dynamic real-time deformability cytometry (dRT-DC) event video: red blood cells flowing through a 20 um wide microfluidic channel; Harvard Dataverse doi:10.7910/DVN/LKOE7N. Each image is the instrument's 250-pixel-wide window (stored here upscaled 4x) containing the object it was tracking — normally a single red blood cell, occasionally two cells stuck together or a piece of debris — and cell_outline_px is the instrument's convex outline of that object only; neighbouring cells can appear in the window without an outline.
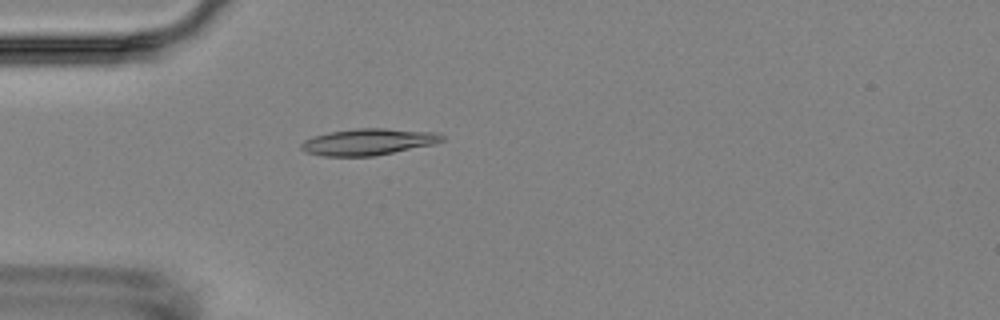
{"species": "Egyptian fruit bat (a non-hibernating species)", "species_latin": "Rousettus aegyptiacus", "temperature_condition": "room temperature", "stored_images_in_passage": 5, "camera_frame_rate_fps": 3000, "um_per_image_px": 0.085, "animal": {"sex": "female"}, "frame": {"image": 1, "passage_image": 5, "time_ms": 4.333, "image_size_px": [1000, 320], "cell_outline_px": [[444, 140], [436, 144], [372, 156], [324, 156], [308, 152], [300, 148], [300, 144], [304, 140], [328, 132], [356, 128], [384, 128], [436, 132], [444, 136]], "centroid_in_image_um": [31.34, 12.05], "position_along_channel_um": 53.7, "area_um2": 21.68}}